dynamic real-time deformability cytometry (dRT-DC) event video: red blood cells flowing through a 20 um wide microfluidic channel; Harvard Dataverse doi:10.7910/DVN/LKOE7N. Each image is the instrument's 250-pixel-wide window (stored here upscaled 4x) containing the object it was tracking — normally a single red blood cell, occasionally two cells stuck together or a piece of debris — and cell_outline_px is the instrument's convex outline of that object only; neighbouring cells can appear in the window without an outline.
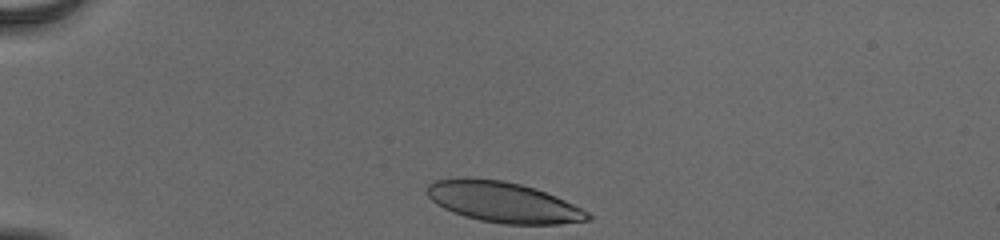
{"species": "human", "species_latin": "Homo sapiens", "temperature_condition": "cold", "stored_images_in_passage": 34, "camera_frame_rate_fps": 3000, "um_per_image_px": 0.085, "donor": {"sex": "male"}, "frame": {"image": 1, "passage_image": 1, "time_ms": 0.0, "image_size_px": [1000, 240], "cell_outline_px": [[592, 220], [560, 224], [504, 224], [480, 220], [464, 216], [452, 212], [436, 204], [428, 196], [428, 184], [432, 180], [504, 180], [536, 188], [556, 196], [588, 212], [592, 216]], "centroid_in_image_um": [42.83, 17.22], "position_along_channel_um": 42.2, "area_um2": 37.28}}
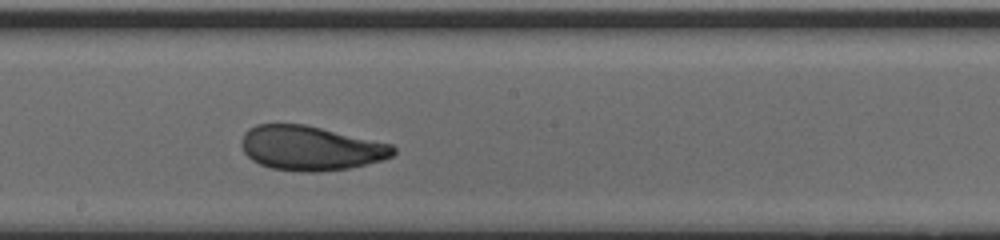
{"frame": {"image": 2, "passage_image": 19, "time_ms": 6.0, "image_size_px": [1000, 240], "cell_outline_px": [[396, 152], [392, 156], [380, 160], [348, 168], [316, 172], [300, 172], [272, 168], [260, 164], [252, 160], [244, 152], [240, 144], [240, 140], [244, 132], [248, 128], [256, 124], [304, 124], [392, 144], [396, 148]], "centroid_in_image_um": [26.36, 12.58], "position_along_channel_um": 221.8, "area_um2": 39.3}}
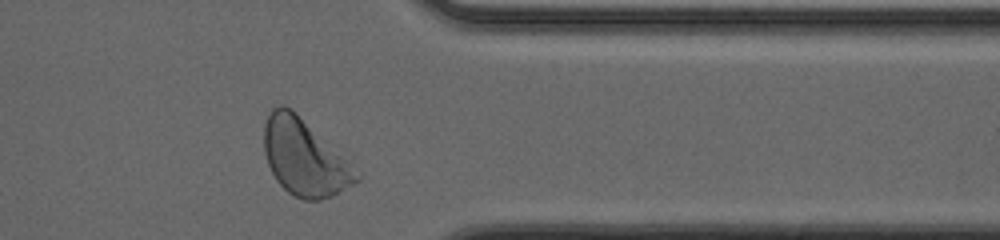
{"frame": {"image": 3, "passage_image": 32, "time_ms": 10.333, "image_size_px": [1000, 240], "cell_outline_px": [[360, 180], [332, 196], [320, 200], [304, 200], [288, 192], [276, 180], [268, 164], [264, 152], [264, 124], [272, 108], [280, 104], [284, 104], [292, 108], [360, 176]], "centroid_in_image_um": [25.8, 13.39], "position_along_channel_um": 385.6, "area_um2": 39.88}, "authors_computed_cell_mechanics": {"area_um2": 39.1017, "velocity_mm_per_s": 3.8694, "shape_relaxation_time_tau1_ms": 3.0361, "shape_relaxation_time_tau2_ms": 0.8552, "deformation_change_tau1": 0.1268, "deformation_change_tau2": 0.0563}}